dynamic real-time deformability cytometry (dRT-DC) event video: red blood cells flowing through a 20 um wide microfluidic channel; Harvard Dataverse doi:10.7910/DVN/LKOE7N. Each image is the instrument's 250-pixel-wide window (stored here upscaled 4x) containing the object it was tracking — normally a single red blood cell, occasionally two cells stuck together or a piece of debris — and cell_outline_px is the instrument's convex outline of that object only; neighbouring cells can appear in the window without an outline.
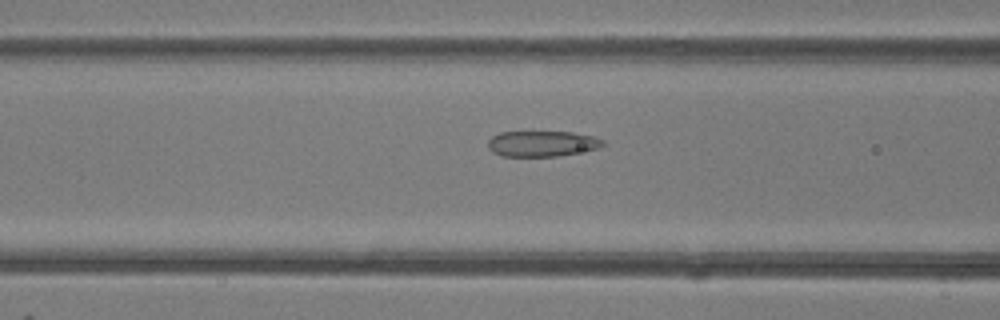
{"species": "common noctule bat (a hibernating species)", "species_latin": "Nyctalus noctula", "temperature_condition": "room temperature", "stored_images_in_passage": 35, "camera_frame_rate_fps": 3000, "um_per_image_px": 0.085, "animal": {"sex": "female"}, "frame": {"image": 1, "passage_image": 10, "time_ms": 3.0, "image_size_px": [1000, 320], "cell_outline_px": [[608, 144], [600, 148], [556, 156], [500, 156], [492, 152], [488, 148], [488, 140], [492, 136], [500, 132], [572, 132], [596, 136], [604, 140]], "centroid_in_image_um": [46.11, 12.21], "position_along_channel_um": 120.5, "area_um2": 17.4}}
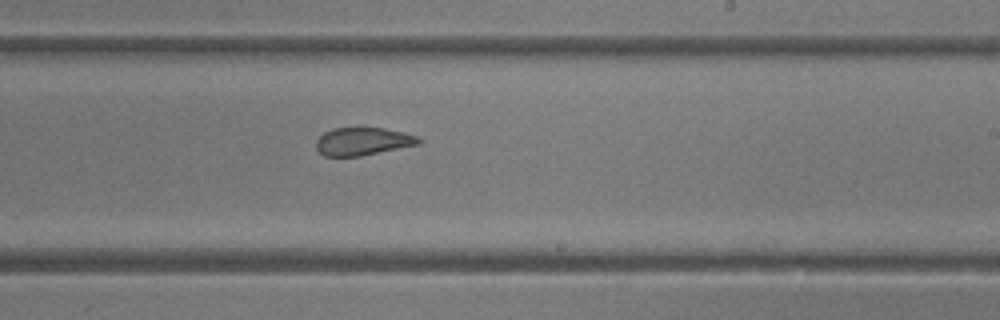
{"frame": {"image": 2, "passage_image": 20, "time_ms": 6.333, "image_size_px": [1000, 320], "cell_outline_px": [[420, 144], [360, 156], [324, 156], [316, 148], [316, 140], [324, 132], [332, 128], [384, 128], [404, 132], [416, 136], [420, 140]], "centroid_in_image_um": [30.82, 12.01], "position_along_channel_um": 258.2, "area_um2": 16.53}}
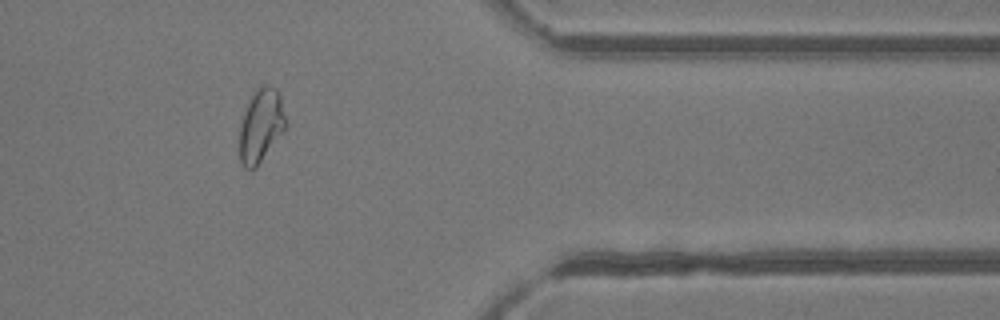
{"frame": {"image": 3, "passage_image": 31, "time_ms": 10.0, "image_size_px": [1000, 320], "cell_outline_px": [[288, 124], [256, 168], [244, 168], [240, 160], [240, 124], [248, 100], [256, 88], [260, 84], [268, 84], [276, 88], [280, 92], [288, 120]], "centroid_in_image_um": [22.21, 10.59], "position_along_channel_um": 389.2, "area_um2": 20.11}}